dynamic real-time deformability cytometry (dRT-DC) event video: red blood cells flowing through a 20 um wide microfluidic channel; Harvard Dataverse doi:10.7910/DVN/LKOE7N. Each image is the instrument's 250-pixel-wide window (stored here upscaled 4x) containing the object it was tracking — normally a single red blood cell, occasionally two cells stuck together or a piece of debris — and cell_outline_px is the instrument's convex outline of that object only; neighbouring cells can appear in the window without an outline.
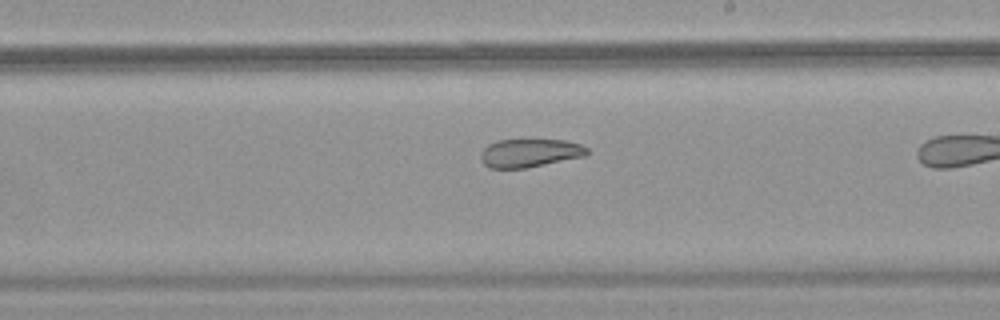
{"species": "common noctule bat (a hibernating species)", "species_latin": "Nyctalus noctula", "temperature_condition": "warm", "stored_images_in_passage": 37, "camera_frame_rate_fps": 3000, "um_per_image_px": 0.085, "animal": {"sex": "female", "body_mass_g": 18.4}, "frame": {"image": 1, "passage_image": 27, "time_ms": 8.667, "image_size_px": [1000, 320], "cell_outline_px": [[588, 152], [584, 156], [524, 168], [488, 168], [480, 160], [480, 152], [488, 144], [500, 140], [564, 140], [580, 144], [588, 148]], "centroid_in_image_um": [44.98, 13.0], "position_along_channel_um": 244.0, "area_um2": 17.4}}